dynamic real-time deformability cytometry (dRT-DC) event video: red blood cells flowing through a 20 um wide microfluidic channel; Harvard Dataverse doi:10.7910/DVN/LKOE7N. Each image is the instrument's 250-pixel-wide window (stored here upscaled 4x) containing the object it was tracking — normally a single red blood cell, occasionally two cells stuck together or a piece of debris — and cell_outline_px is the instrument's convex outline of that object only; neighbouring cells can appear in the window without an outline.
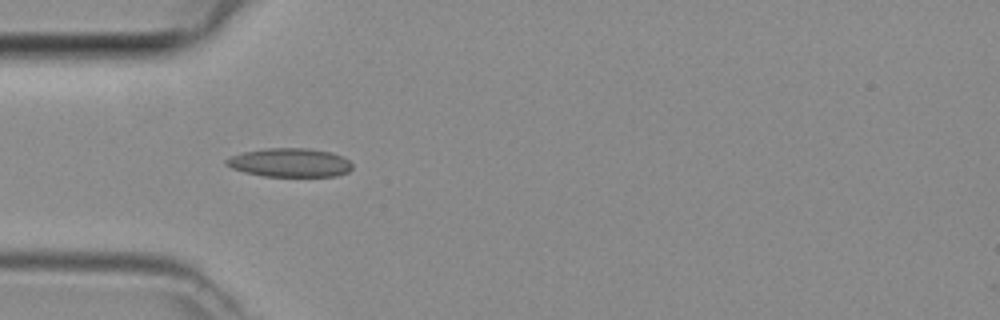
{"species": "common noctule bat (a hibernating species)", "species_latin": "Nyctalus noctula", "temperature_condition": "room temperature", "stored_images_in_passage": 31, "camera_frame_rate_fps": 3000, "um_per_image_px": 0.085, "animal": {"sex": "female", "body_mass_g": 29.2, "forearm_length_mm": 56.3}, "frame": {"image": 1, "passage_image": 4, "time_ms": 1.0, "image_size_px": [1000, 320], "cell_outline_px": [[352, 168], [348, 172], [336, 176], [264, 176], [244, 172], [232, 168], [224, 164], [224, 160], [232, 156], [244, 152], [264, 148], [308, 148], [332, 152], [344, 156], [352, 164]], "centroid_in_image_um": [24.65, 13.82], "position_along_channel_um": 60.3, "area_um2": 21.21}}
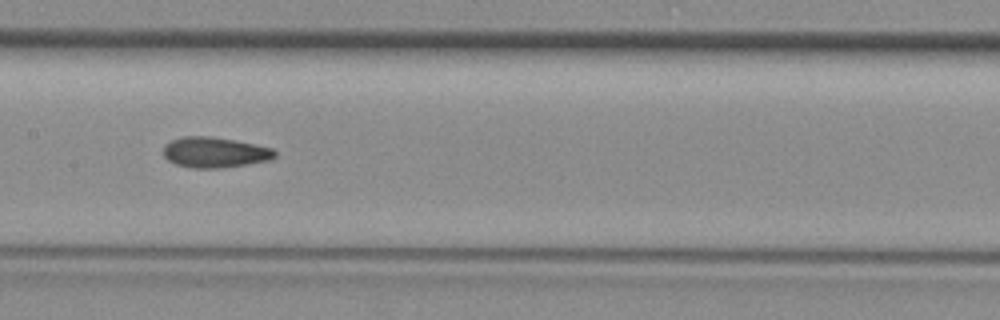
{"frame": {"image": 2, "passage_image": 13, "time_ms": 4.0, "image_size_px": [1000, 320], "cell_outline_px": [[276, 156], [268, 160], [248, 164], [216, 168], [192, 168], [176, 164], [168, 160], [164, 156], [164, 144], [172, 140], [184, 136], [208, 136], [236, 140], [256, 144], [272, 148], [276, 152]], "centroid_in_image_um": [18.25, 12.94], "position_along_channel_um": 189.1, "area_um2": 19.77}}
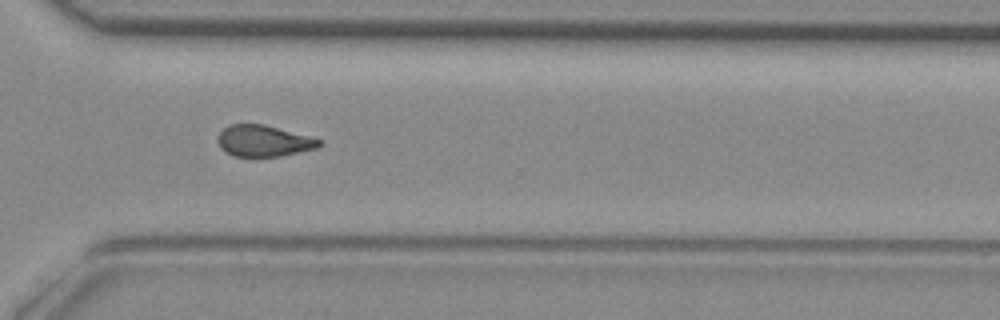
{"frame": {"image": 3, "passage_image": 24, "time_ms": 7.667, "image_size_px": [1000, 320], "cell_outline_px": [[320, 144], [316, 148], [280, 156], [236, 156], [224, 152], [220, 148], [216, 140], [220, 132], [228, 124], [264, 124], [308, 136], [320, 140]], "centroid_in_image_um": [22.33, 11.97], "position_along_channel_um": 348.3, "area_um2": 18.32}}